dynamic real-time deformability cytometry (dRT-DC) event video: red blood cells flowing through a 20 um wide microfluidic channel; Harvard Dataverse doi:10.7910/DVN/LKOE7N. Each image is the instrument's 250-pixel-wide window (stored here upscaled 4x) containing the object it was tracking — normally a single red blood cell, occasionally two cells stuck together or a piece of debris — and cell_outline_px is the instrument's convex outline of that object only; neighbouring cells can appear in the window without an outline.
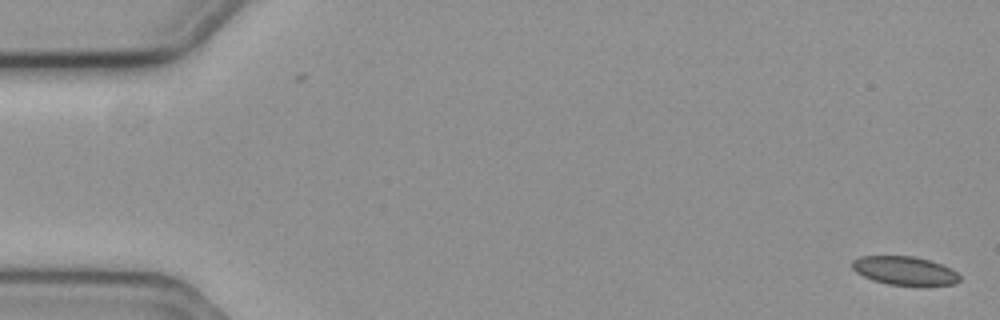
{"species": "common noctule bat (a hibernating species)", "species_latin": "Nyctalus noctula", "temperature_condition": "cold", "stored_images_in_passage": 9, "camera_frame_rate_fps": 3000, "um_per_image_px": 0.085, "animal": {"sex": "female", "body_mass_g": 19.3, "forearm_length_mm": 54.1}, "frame": {"image": 1, "passage_image": 1, "time_ms": 0.0, "image_size_px": [1000, 320], "cell_outline_px": [[960, 280], [956, 284], [888, 284], [872, 280], [856, 272], [852, 268], [852, 260], [860, 256], [912, 256], [932, 260], [952, 268], [960, 276]], "centroid_in_image_um": [76.89, 22.98], "position_along_channel_um": 8.1, "area_um2": 17.74}}